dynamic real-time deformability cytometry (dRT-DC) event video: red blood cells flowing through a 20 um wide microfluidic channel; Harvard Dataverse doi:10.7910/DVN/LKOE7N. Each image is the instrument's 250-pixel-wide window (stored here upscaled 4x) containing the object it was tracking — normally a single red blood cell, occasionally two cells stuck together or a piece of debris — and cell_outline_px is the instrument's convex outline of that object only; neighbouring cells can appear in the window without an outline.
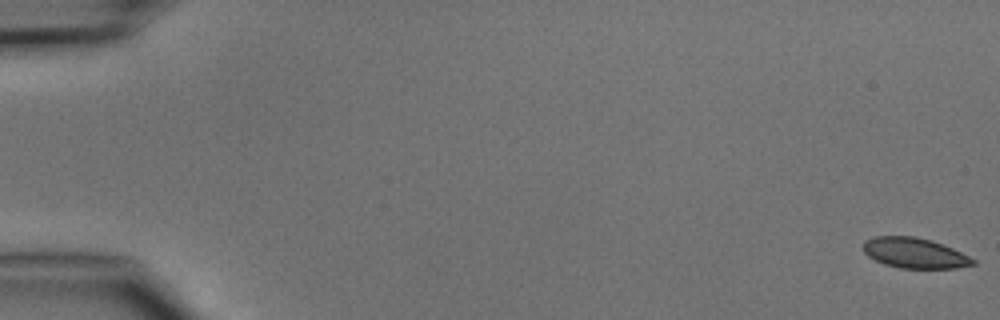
{"species": "common noctule bat (a hibernating species)", "species_latin": "Nyctalus noctula", "temperature_condition": "cold", "stored_images_in_passage": 4, "camera_frame_rate_fps": 3000, "um_per_image_px": 0.085, "animal": {"sex": "male", "body_mass_g": 15.6}, "frame": {"image": 1, "passage_image": 1, "time_ms": 0.0, "image_size_px": [1000, 320], "cell_outline_px": [[976, 264], [956, 268], [900, 268], [884, 264], [868, 256], [864, 252], [864, 240], [872, 236], [916, 236], [932, 240], [952, 248], [976, 260]], "centroid_in_image_um": [77.73, 21.5], "position_along_channel_um": 7.3, "area_um2": 19.42}}
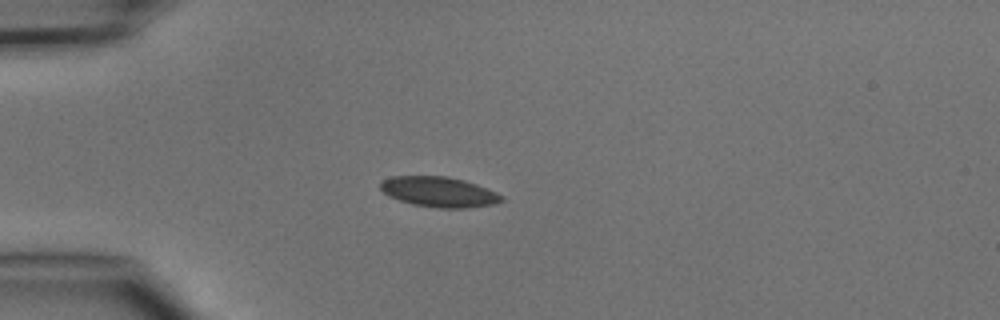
{"frame": {"image": 2, "passage_image": 4, "time_ms": 4.333, "image_size_px": [1000, 320], "cell_outline_px": [[504, 200], [492, 204], [464, 208], [436, 208], [412, 204], [388, 196], [380, 188], [380, 180], [392, 176], [448, 176], [464, 180], [476, 184], [496, 192], [504, 196]], "centroid_in_image_um": [37.29, 16.3], "position_along_channel_um": 47.7, "area_um2": 21.39}}